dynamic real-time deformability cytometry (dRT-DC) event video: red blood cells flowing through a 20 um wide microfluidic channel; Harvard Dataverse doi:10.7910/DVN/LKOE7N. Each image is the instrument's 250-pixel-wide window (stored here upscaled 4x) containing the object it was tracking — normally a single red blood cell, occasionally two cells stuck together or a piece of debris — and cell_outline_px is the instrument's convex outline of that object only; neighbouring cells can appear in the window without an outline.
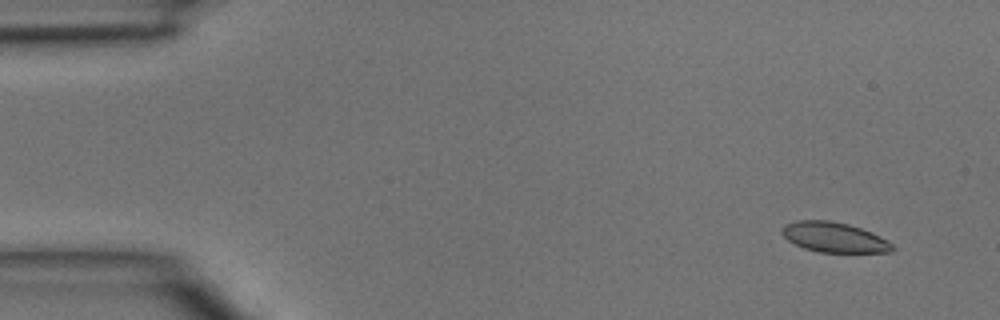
{"species": "common noctule bat (a hibernating species)", "species_latin": "Nyctalus noctula", "temperature_condition": "room temperature", "stored_images_in_passage": 4, "camera_frame_rate_fps": 3000, "um_per_image_px": 0.085, "animal": {"sex": "male", "body_mass_g": 15.6}, "frame": {"image": 1, "passage_image": 1, "time_ms": 0.0, "image_size_px": [1000, 320], "cell_outline_px": [[896, 248], [892, 252], [820, 252], [804, 248], [788, 240], [780, 232], [780, 228], [784, 224], [796, 220], [828, 220], [848, 224], [872, 232], [888, 240]], "centroid_in_image_um": [70.9, 20.16], "position_along_channel_um": 14.1, "area_um2": 19.42}}
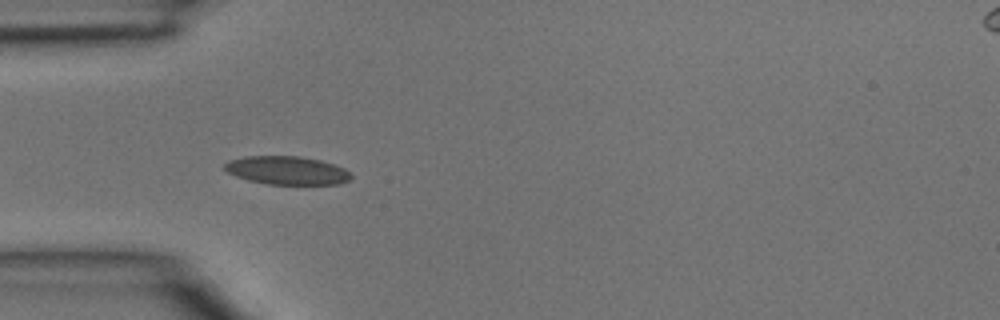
{"frame": {"image": 2, "passage_image": 3, "time_ms": 0.667, "image_size_px": [1000, 320], "cell_outline_px": [[352, 176], [348, 180], [340, 184], [268, 184], [248, 180], [236, 176], [228, 172], [224, 168], [224, 164], [228, 160], [248, 156], [300, 156], [320, 160], [344, 168]], "centroid_in_image_um": [24.37, 14.48], "position_along_channel_um": 60.6, "area_um2": 20.75}}